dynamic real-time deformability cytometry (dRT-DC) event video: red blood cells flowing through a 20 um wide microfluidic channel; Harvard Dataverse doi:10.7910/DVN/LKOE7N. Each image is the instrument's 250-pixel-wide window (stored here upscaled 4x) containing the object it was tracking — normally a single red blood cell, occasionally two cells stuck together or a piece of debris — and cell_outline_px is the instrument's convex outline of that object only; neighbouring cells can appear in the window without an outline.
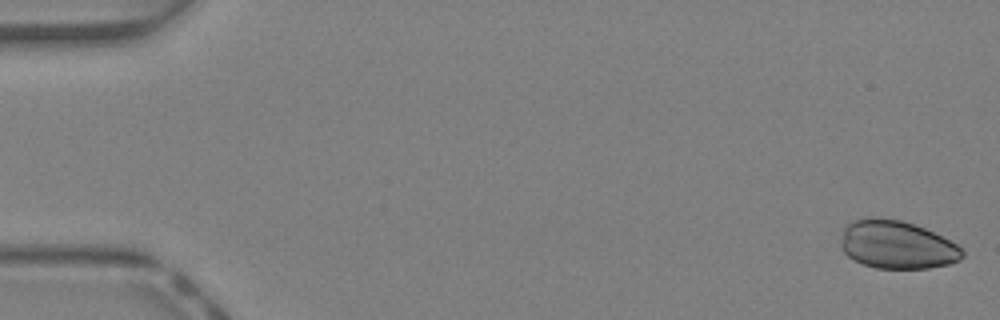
{"species": "Egyptian fruit bat (a non-hibernating species)", "species_latin": "Rousettus aegyptiacus", "temperature_condition": "warm", "stored_images_in_passage": 44, "camera_frame_rate_fps": 3000, "um_per_image_px": 0.085, "animal": {"sex": "female"}, "frame": {"image": 1, "passage_image": 1, "time_ms": 0.0, "image_size_px": [1000, 320], "cell_outline_px": [[964, 256], [960, 260], [948, 264], [928, 268], [876, 268], [864, 264], [848, 256], [844, 252], [840, 244], [844, 228], [852, 220], [900, 220], [924, 228], [956, 244], [964, 252]], "centroid_in_image_um": [76.25, 20.84], "position_along_channel_um": 8.7, "area_um2": 33.12}}
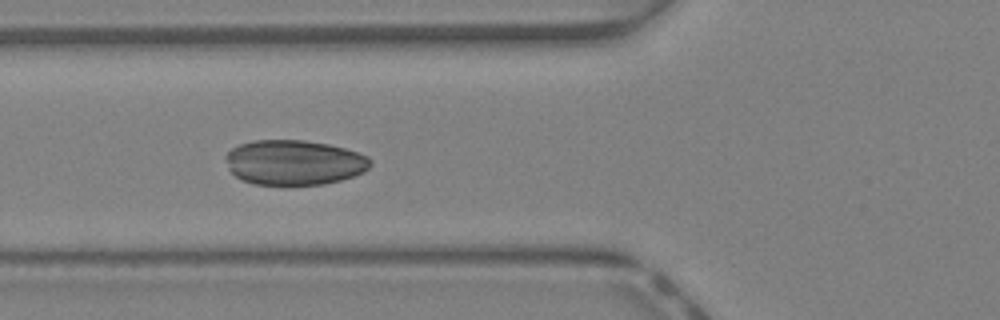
{"frame": {"image": 2, "passage_image": 17, "time_ms": 5.333, "image_size_px": [1000, 320], "cell_outline_px": [[372, 164], [364, 172], [340, 180], [324, 184], [252, 184], [236, 176], [228, 168], [224, 160], [224, 156], [232, 148], [240, 144], [256, 140], [304, 140], [328, 144], [344, 148], [368, 156], [372, 160]], "centroid_in_image_um": [24.99, 13.8], "position_along_channel_um": 100.8, "area_um2": 37.86}}
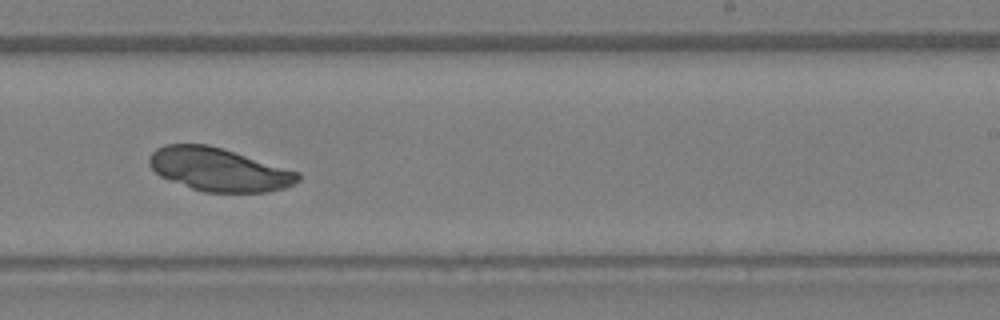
{"frame": {"image": 3, "passage_image": 28, "time_ms": 9.0, "image_size_px": [1000, 320], "cell_outline_px": [[300, 180], [284, 188], [268, 192], [204, 192], [192, 188], [160, 176], [148, 164], [148, 160], [152, 152], [156, 148], [164, 144], [208, 144], [300, 172]], "centroid_in_image_um": [18.59, 14.4], "position_along_channel_um": 270.4, "area_um2": 37.22}}